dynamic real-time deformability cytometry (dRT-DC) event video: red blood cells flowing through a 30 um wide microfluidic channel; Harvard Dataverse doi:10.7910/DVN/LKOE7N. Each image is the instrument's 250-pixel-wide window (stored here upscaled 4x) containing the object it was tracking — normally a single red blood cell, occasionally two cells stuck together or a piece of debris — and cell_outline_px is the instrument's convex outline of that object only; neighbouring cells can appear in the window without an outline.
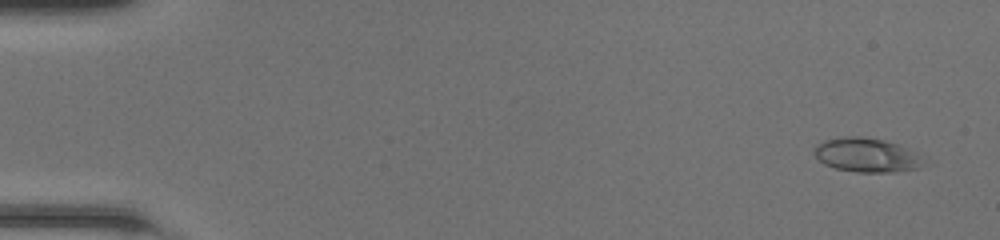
{"species": "common noctule bat (a hibernating species)", "species_latin": "Nyctalus noctula", "temperature_condition": "room temperature", "stored_images_in_passage": 49, "camera_frame_rate_fps": 3000, "um_per_image_px": 0.085, "animal": {"sex": "female", "body_mass_g": 20.0, "forearm_length_mm": 54.0}, "frame": {"image": 1, "passage_image": 3, "time_ms": 0.667, "image_size_px": [1000, 240], "cell_outline_px": [[932, 164], [920, 168], [896, 172], [856, 172], [836, 168], [824, 164], [816, 160], [812, 152], [812, 148], [816, 144], [824, 140], [840, 136], [860, 136], [884, 140], [896, 144], [904, 148]], "centroid_in_image_um": [73.62, 13.19], "position_along_channel_um": 11.4, "area_um2": 22.14}}
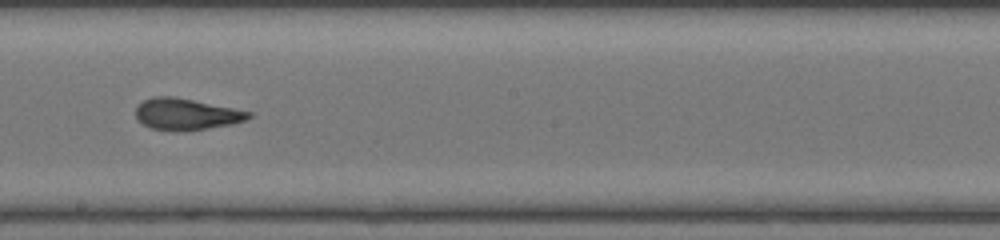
{"frame": {"image": 2, "passage_image": 29, "time_ms": 9.333, "image_size_px": [1000, 240], "cell_outline_px": [[252, 116], [244, 120], [232, 124], [208, 128], [148, 128], [136, 120], [136, 108], [144, 100], [152, 96], [176, 96], [252, 112]], "centroid_in_image_um": [15.82, 9.65], "position_along_channel_um": 232.4, "area_um2": 20.06}}
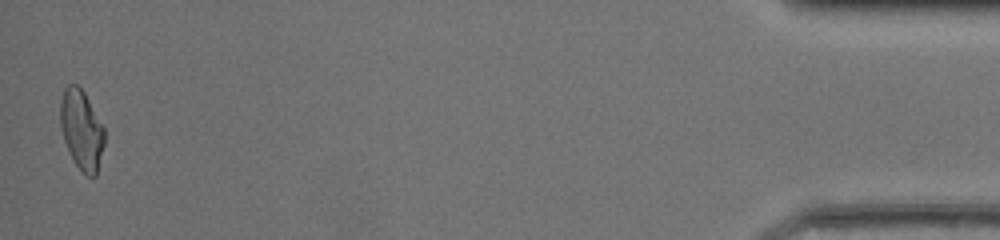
{"frame": {"image": 3, "passage_image": 49, "time_ms": 16.0, "image_size_px": [1000, 240], "cell_outline_px": [[104, 144], [96, 176], [88, 176], [76, 164], [64, 140], [60, 124], [60, 100], [64, 88], [68, 84], [76, 84], [84, 92], [104, 128]], "centroid_in_image_um": [6.92, 11.0], "position_along_channel_um": 428.3, "area_um2": 20.11}, "authors_computed_cell_mechanics": {"area_um2": 20.808, "velocity_mm_per_s": 4.2893, "shape_relaxation_time_tau1_ms": 3.7457, "shape_relaxation_time_tau2_ms": 1.0822, "deformation_change_tau1": 0.1909, "deformation_change_tau2": 0.0908}}